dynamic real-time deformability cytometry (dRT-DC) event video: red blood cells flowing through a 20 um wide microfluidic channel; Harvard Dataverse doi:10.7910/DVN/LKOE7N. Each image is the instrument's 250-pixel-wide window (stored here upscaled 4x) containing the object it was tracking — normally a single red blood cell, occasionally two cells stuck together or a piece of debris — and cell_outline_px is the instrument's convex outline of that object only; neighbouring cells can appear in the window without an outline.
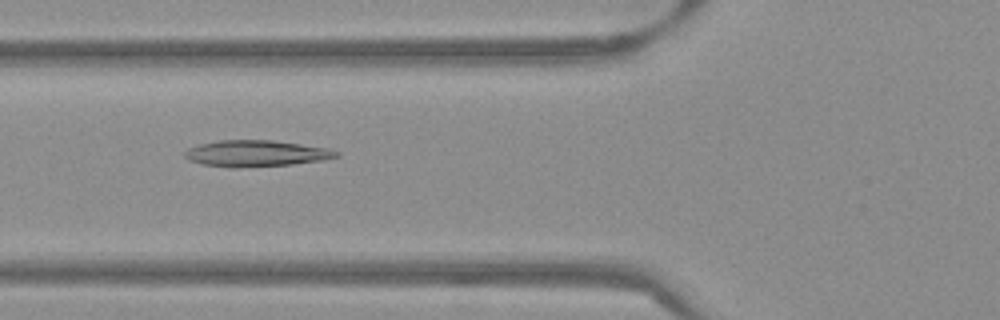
{"species": "Egyptian fruit bat (a non-hibernating species)", "species_latin": "Rousettus aegyptiacus", "temperature_condition": "warm", "stored_images_in_passage": 53, "camera_frame_rate_fps": 3000, "um_per_image_px": 0.085, "frame": {"image": 1, "passage_image": 20, "time_ms": 6.333, "image_size_px": [1000, 320], "cell_outline_px": [[340, 156], [324, 160], [292, 164], [236, 168], [228, 168], [200, 164], [188, 160], [184, 156], [184, 152], [188, 148], [200, 144], [220, 140], [272, 140], [328, 148], [340, 152]], "centroid_in_image_um": [21.75, 13.05], "position_along_channel_um": 104.1, "area_um2": 23.41}}
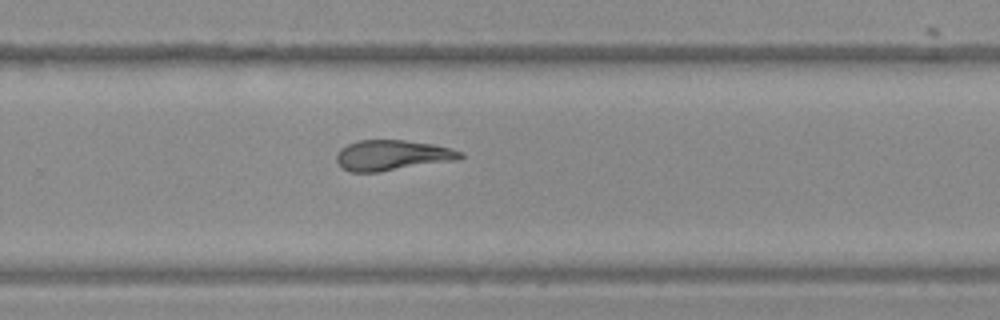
{"frame": {"image": 2, "passage_image": 35, "time_ms": 11.333, "image_size_px": [1000, 320], "cell_outline_px": [[464, 156], [460, 160], [380, 172], [348, 172], [336, 160], [336, 152], [340, 148], [356, 140], [404, 140], [432, 144], [452, 148], [464, 152]], "centroid_in_image_um": [33.38, 13.2], "position_along_channel_um": 296.4, "area_um2": 22.31}}
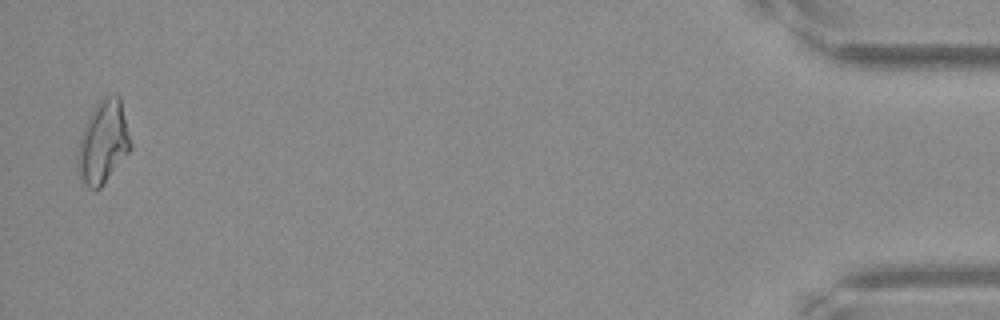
{"frame": {"image": 3, "passage_image": 52, "time_ms": 17.0, "image_size_px": [1000, 320], "cell_outline_px": [[132, 148], [100, 188], [88, 188], [84, 184], [76, 168], [76, 156], [80, 136], [96, 104], [104, 96], [120, 96], [132, 144]], "centroid_in_image_um": [8.76, 12.11], "position_along_channel_um": 426.4, "area_um2": 25.32}, "authors_computed_cell_mechanics": {"area_um2": 22.8888, "velocity_mm_per_s": 3.8365, "shape_relaxation_time_tau1_ms": null, "shape_relaxation_time_tau2_ms": 3.4753, "deformation_change_tau1": null, "deformation_change_tau2": 0.1397}}